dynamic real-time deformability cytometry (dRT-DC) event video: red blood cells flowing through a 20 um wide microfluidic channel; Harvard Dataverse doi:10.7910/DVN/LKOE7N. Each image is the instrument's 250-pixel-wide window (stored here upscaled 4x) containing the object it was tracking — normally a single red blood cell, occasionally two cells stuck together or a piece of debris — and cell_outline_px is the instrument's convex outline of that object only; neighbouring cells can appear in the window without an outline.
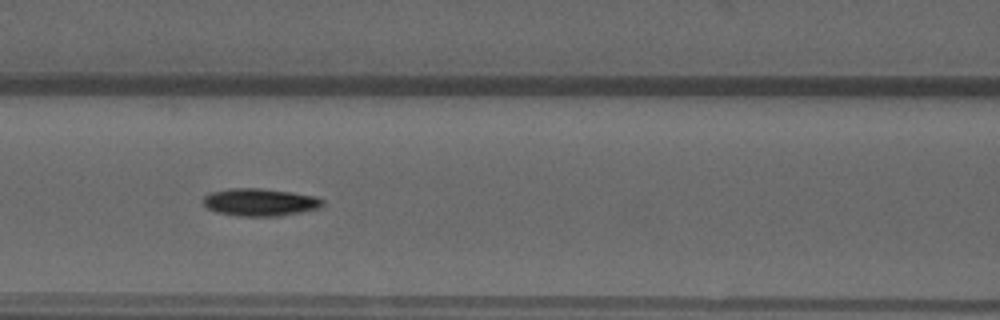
{"species": "common noctule bat (a hibernating species)", "species_latin": "Nyctalus noctula", "temperature_condition": "warm", "stored_images_in_passage": 56, "camera_frame_rate_fps": 3000, "um_per_image_px": 0.085, "animal": {"sex": "male", "forearm_length_mm": 52.5}, "frame": {"image": 1, "passage_image": 23, "time_ms": 7.333, "image_size_px": [1000, 320], "cell_outline_px": [[324, 204], [320, 208], [300, 212], [276, 216], [236, 216], [216, 212], [208, 208], [204, 204], [204, 196], [212, 192], [232, 188], [260, 188], [292, 192], [316, 196], [324, 200]], "centroid_in_image_um": [22.12, 17.18], "position_along_channel_um": 144.5, "area_um2": 19.13}}
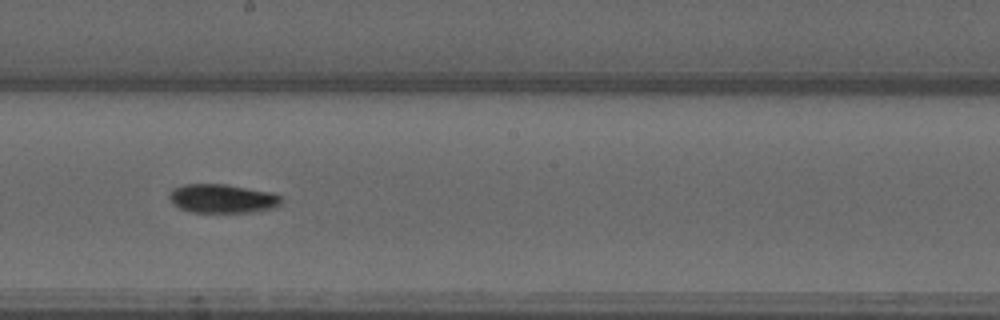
{"frame": {"image": 2, "passage_image": 30, "time_ms": 9.667, "image_size_px": [1000, 320], "cell_outline_px": [[280, 204], [276, 208], [248, 212], [188, 212], [172, 204], [168, 196], [172, 188], [184, 184], [224, 184], [268, 192], [280, 196]], "centroid_in_image_um": [18.83, 16.88], "position_along_channel_um": 229.4, "area_um2": 18.73}}
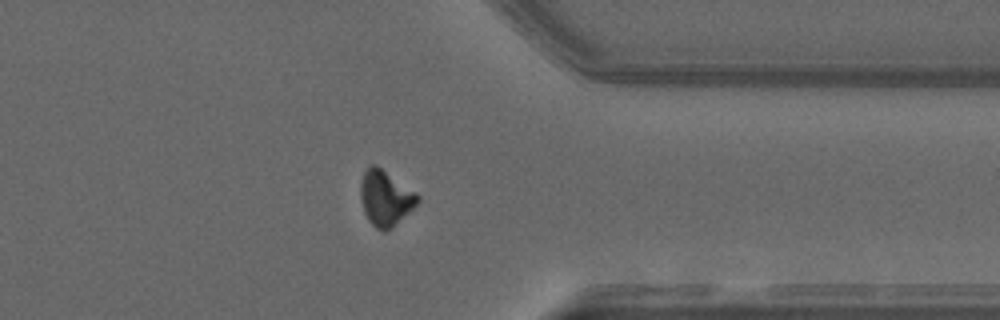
{"frame": {"image": 3, "passage_image": 43, "time_ms": 14.0, "image_size_px": [1000, 320], "cell_outline_px": [[420, 200], [392, 228], [384, 232], [376, 228], [368, 220], [364, 212], [360, 196], [360, 184], [364, 172], [372, 164], [376, 164], [416, 192], [420, 196]], "centroid_in_image_um": [32.75, 16.83], "position_along_channel_um": 378.6, "area_um2": 18.32}, "authors_computed_cell_mechanics": {"area_um2": 18.0047, "velocity_mm_per_s": 3.6559, "shape_relaxation_time_tau1_ms": 5.765, "shape_relaxation_time_tau2_ms": null, "deformation_change_tau1": 0.1736, "deformation_change_tau2": null}}